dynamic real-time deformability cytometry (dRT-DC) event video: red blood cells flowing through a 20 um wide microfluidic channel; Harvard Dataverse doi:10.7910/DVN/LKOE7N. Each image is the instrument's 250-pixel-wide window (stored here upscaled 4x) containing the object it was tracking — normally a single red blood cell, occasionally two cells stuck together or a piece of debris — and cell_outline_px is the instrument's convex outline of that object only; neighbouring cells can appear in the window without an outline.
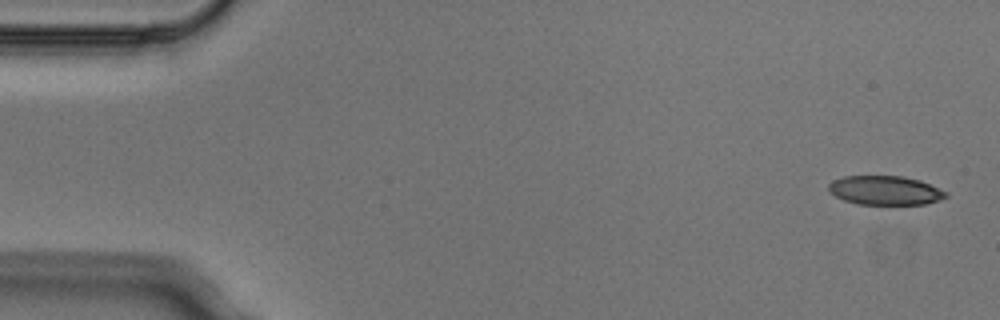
{"species": "Egyptian fruit bat (a non-hibernating species)", "species_latin": "Rousettus aegyptiacus", "temperature_condition": "cold", "stored_images_in_passage": 6, "camera_frame_rate_fps": 3000, "um_per_image_px": 0.085, "animal": {"sex": "male"}, "frame": {"image": 1, "passage_image": 1, "time_ms": 0.0, "image_size_px": [1000, 320], "cell_outline_px": [[948, 196], [940, 200], [924, 204], [856, 204], [844, 200], [828, 192], [828, 184], [832, 180], [844, 176], [904, 176], [920, 180], [948, 192]], "centroid_in_image_um": [75.23, 16.18], "position_along_channel_um": 9.8, "area_um2": 20.0}}
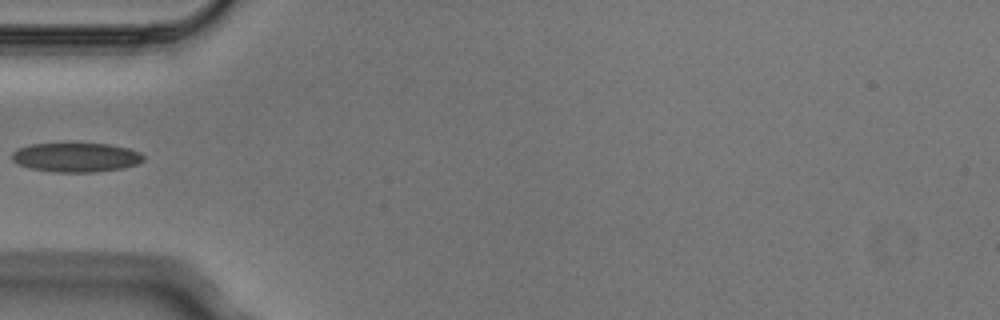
{"frame": {"image": 2, "passage_image": 5, "time_ms": 1.333, "image_size_px": [1000, 320], "cell_outline_px": [[144, 160], [136, 164], [124, 168], [92, 172], [56, 172], [32, 168], [16, 164], [12, 160], [12, 152], [16, 148], [32, 144], [108, 144], [128, 148], [140, 152], [144, 156]], "centroid_in_image_um": [6.45, 13.37], "position_along_channel_um": 78.5, "area_um2": 22.31}}
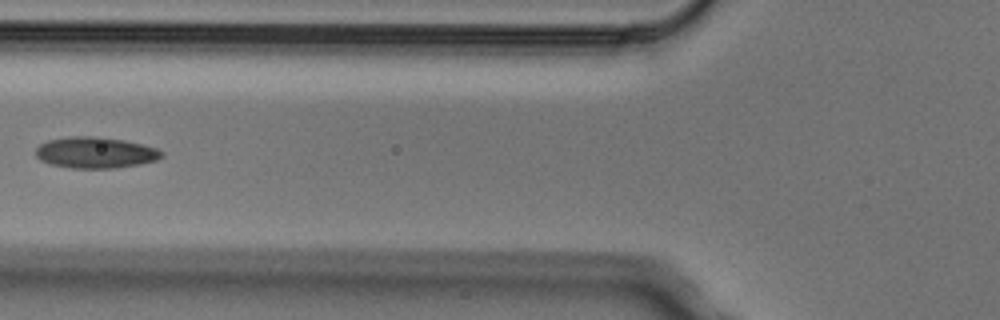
{"frame": {"image": 3, "passage_image": 6, "time_ms": 1.667, "image_size_px": [1000, 320], "cell_outline_px": [[164, 156], [156, 160], [140, 164], [116, 168], [72, 168], [48, 164], [40, 160], [36, 156], [36, 148], [40, 144], [48, 140], [68, 136], [100, 136], [124, 140], [156, 148], [164, 152]], "centroid_in_image_um": [8.1, 12.97], "position_along_channel_um": 117.7, "area_um2": 23.06}}